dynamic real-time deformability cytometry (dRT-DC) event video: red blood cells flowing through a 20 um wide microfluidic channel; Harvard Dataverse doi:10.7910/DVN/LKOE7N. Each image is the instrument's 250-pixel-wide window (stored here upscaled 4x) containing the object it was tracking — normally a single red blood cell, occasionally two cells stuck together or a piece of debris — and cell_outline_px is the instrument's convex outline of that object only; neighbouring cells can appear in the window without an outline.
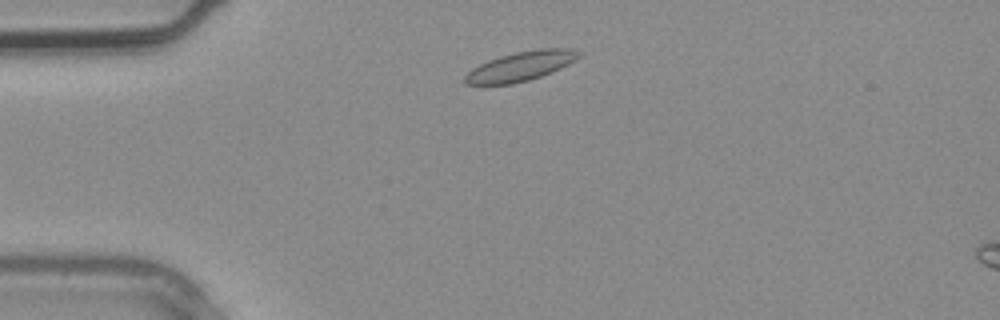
{"species": "common noctule bat (a hibernating species)", "species_latin": "Nyctalus noctula", "temperature_condition": "warm", "stored_images_in_passage": 2, "camera_frame_rate_fps": 3000, "um_per_image_px": 0.085, "animal": {"sex": "male", "body_mass_g": 20.4}, "frame": {"image": 1, "passage_image": 1, "time_ms": 0.0, "image_size_px": [1000, 320], "cell_outline_px": [[584, 52], [576, 60], [552, 72], [528, 80], [512, 84], [464, 84], [464, 76], [472, 68], [488, 60], [500, 56], [516, 52], [540, 48], [572, 48]], "centroid_in_image_um": [44.3, 5.61], "position_along_channel_um": 40.7, "area_um2": 19.54}}